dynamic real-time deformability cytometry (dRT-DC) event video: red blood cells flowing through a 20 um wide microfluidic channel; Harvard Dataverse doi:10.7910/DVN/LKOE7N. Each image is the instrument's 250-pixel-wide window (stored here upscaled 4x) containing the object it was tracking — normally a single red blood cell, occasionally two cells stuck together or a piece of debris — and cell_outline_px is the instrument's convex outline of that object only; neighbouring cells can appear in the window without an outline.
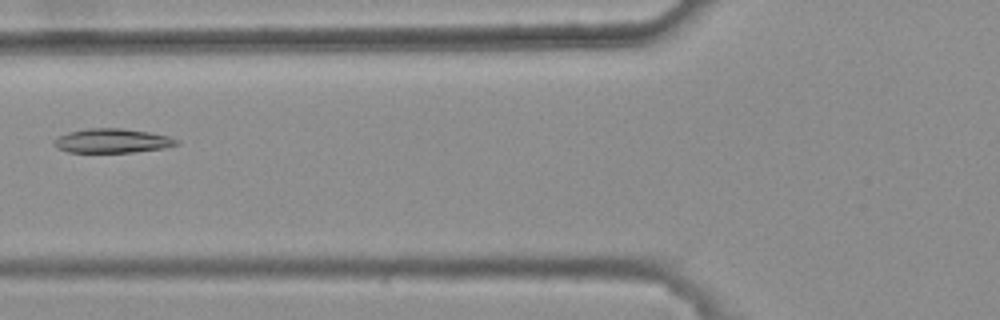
{"species": "common noctule bat (a hibernating species)", "species_latin": "Nyctalus noctula", "temperature_condition": "warm", "stored_images_in_passage": 5, "camera_frame_rate_fps": 3000, "um_per_image_px": 0.085, "animal": {"sex": "female", "body_mass_g": 25.1}, "frame": {"image": 1, "passage_image": 4, "time_ms": 1.0, "image_size_px": [1000, 320], "cell_outline_px": [[180, 144], [164, 148], [132, 152], [68, 152], [56, 148], [52, 144], [52, 140], [68, 132], [88, 128], [120, 128], [148, 132], [168, 136], [180, 140]], "centroid_in_image_um": [9.52, 11.97], "position_along_channel_um": 116.3, "area_um2": 17.34}}